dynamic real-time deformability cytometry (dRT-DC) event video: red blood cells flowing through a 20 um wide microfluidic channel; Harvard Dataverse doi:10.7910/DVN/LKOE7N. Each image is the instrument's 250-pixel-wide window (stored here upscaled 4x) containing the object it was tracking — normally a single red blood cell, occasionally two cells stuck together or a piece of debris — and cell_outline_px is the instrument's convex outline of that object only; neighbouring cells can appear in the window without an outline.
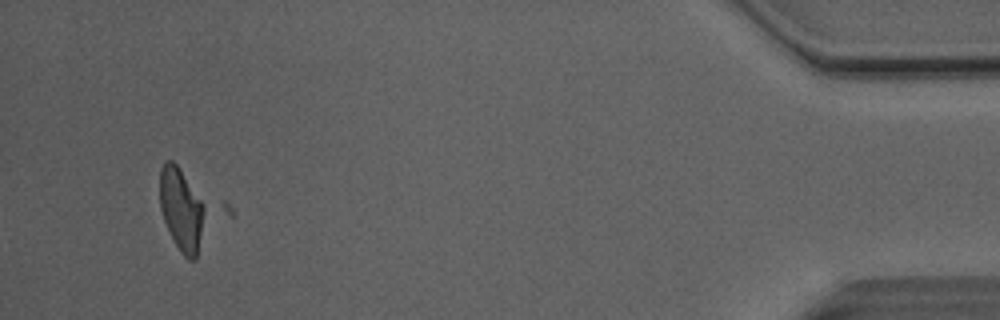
{"species": "Egyptian fruit bat (a non-hibernating species)", "species_latin": "Rousettus aegyptiacus", "temperature_condition": "room temperature", "stored_images_in_passage": 42, "camera_frame_rate_fps": 3000, "um_per_image_px": 0.085, "animal": {"sex": "male"}, "frame": {"image": 1, "passage_image": 40, "time_ms": 13.0, "image_size_px": [1000, 320], "cell_outline_px": [[208, 208], [196, 260], [188, 260], [180, 252], [164, 220], [160, 208], [160, 168], [168, 160], [172, 160], [176, 164]], "centroid_in_image_um": [15.46, 17.84], "position_along_channel_um": 419.7, "area_um2": 21.79}}